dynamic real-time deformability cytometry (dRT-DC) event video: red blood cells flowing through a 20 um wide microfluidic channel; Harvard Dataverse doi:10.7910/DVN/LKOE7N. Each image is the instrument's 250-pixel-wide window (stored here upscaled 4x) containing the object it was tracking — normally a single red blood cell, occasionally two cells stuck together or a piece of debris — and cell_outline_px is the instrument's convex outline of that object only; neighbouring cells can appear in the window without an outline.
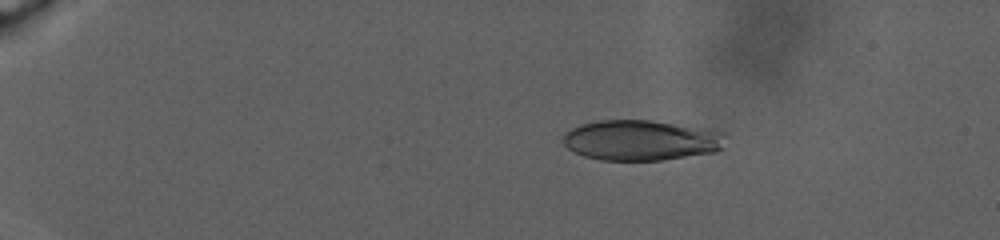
{"species": "human", "species_latin": "Homo sapiens", "temperature_condition": "warm", "stored_images_in_passage": 50, "camera_frame_rate_fps": 3000, "um_per_image_px": 0.085, "donor": {"sex": "male"}, "frame": {"image": 1, "passage_image": 28, "time_ms": 6.667, "image_size_px": [1000, 240], "cell_outline_px": [[724, 148], [716, 152], [660, 160], [600, 160], [584, 156], [568, 148], [564, 144], [564, 132], [580, 124], [600, 120], [652, 120], [716, 128], [724, 132]], "centroid_in_image_um": [54.57, 11.9], "position_along_channel_um": 30.4, "area_um2": 38.84}}